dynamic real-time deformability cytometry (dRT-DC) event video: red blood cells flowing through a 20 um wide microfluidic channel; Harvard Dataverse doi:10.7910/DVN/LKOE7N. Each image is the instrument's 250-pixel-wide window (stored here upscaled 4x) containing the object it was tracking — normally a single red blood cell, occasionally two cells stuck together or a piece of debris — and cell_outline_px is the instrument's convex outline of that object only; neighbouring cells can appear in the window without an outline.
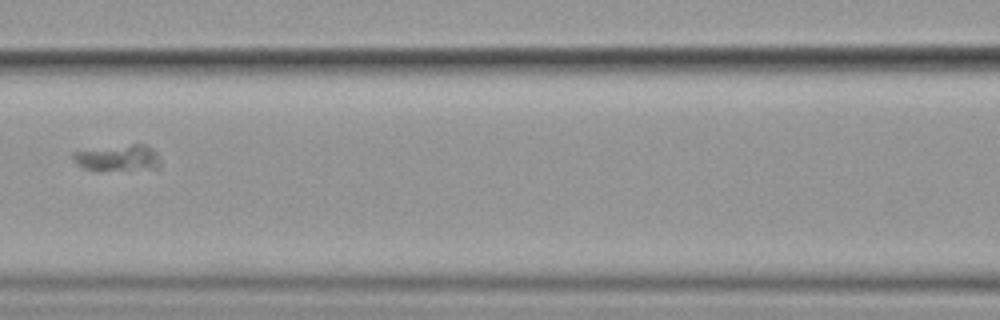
{"species": "common noctule bat (a hibernating species)", "species_latin": "Nyctalus noctula", "temperature_condition": "cold", "stored_images_in_passage": 16, "camera_frame_rate_fps": 3000, "um_per_image_px": 0.085, "animal": {"sex": "female", "body_mass_g": 19.9}, "frame": {"image": 1, "passage_image": 8, "time_ms": 9.0, "image_size_px": [1000, 320], "cell_outline_px": [[160, 168], [96, 172], [84, 168], [72, 160], [72, 152], [132, 144], [144, 144], [152, 148], [160, 156]], "centroid_in_image_um": [10.05, 13.46], "position_along_channel_um": 156.6, "area_um2": 13.7}}
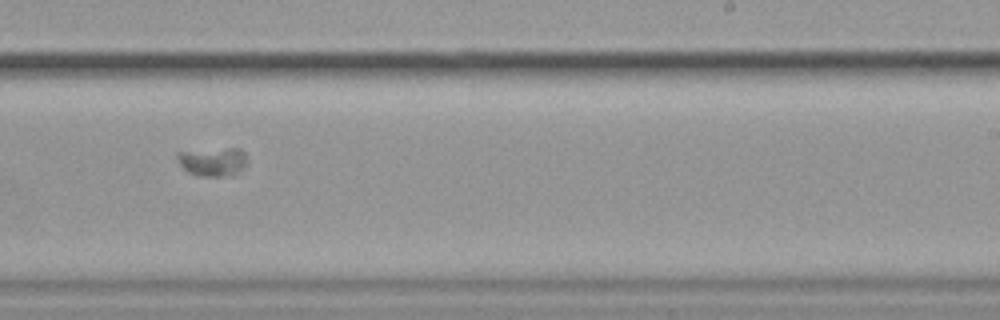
{"frame": {"image": 2, "passage_image": 11, "time_ms": 12.333, "image_size_px": [1000, 320], "cell_outline_px": [[248, 160], [232, 176], [196, 176], [188, 172], [176, 160], [176, 152], [228, 148], [240, 148], [244, 152]], "centroid_in_image_um": [18.06, 13.74], "position_along_channel_um": 270.9, "area_um2": 11.62}}
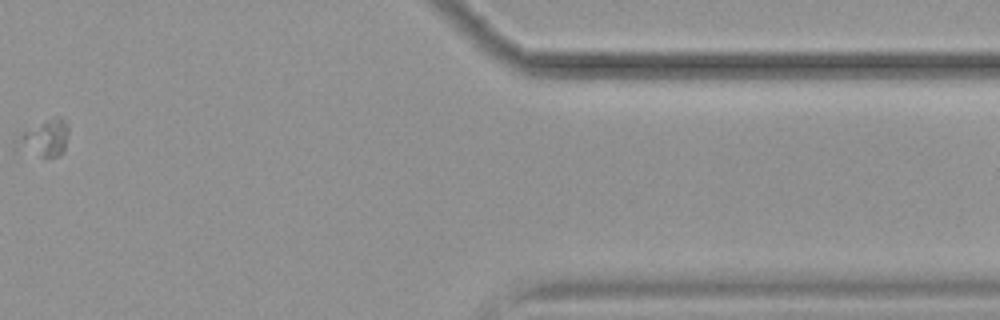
{"frame": {"image": 3, "passage_image": 15, "time_ms": 17.667, "image_size_px": [1000, 320], "cell_outline_px": [[68, 132], [64, 152], [56, 156], [40, 156], [12, 148], [12, 140], [20, 132], [56, 116], [60, 116], [64, 120], [68, 128]], "centroid_in_image_um": [3.69, 11.75], "position_along_channel_um": 407.7, "area_um2": 11.33}}